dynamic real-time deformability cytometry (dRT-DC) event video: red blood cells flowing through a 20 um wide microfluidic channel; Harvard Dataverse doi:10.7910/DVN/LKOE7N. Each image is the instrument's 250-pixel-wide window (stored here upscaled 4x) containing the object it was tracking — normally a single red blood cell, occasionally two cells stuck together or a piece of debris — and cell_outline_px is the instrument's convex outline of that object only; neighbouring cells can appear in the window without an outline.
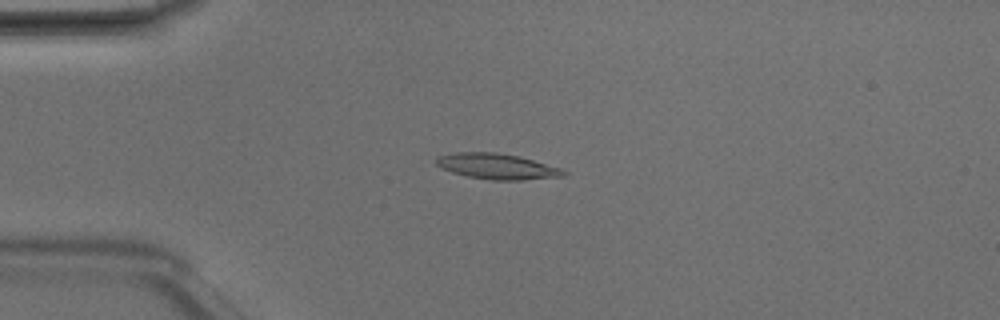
{"species": "Egyptian fruit bat (a non-hibernating species)", "species_latin": "Rousettus aegyptiacus", "temperature_condition": "room temperature", "stored_images_in_passage": 8, "camera_frame_rate_fps": 3000, "um_per_image_px": 0.085, "animal": {"sex": "male"}, "frame": {"image": 1, "passage_image": 4, "time_ms": 1.0, "image_size_px": [1000, 320], "cell_outline_px": [[568, 172], [564, 176], [520, 180], [492, 180], [468, 176], [452, 172], [440, 168], [436, 164], [436, 156], [456, 152], [496, 152], [520, 156], [560, 168]], "centroid_in_image_um": [42.22, 14.13], "position_along_channel_um": 42.8, "area_um2": 19.02}}